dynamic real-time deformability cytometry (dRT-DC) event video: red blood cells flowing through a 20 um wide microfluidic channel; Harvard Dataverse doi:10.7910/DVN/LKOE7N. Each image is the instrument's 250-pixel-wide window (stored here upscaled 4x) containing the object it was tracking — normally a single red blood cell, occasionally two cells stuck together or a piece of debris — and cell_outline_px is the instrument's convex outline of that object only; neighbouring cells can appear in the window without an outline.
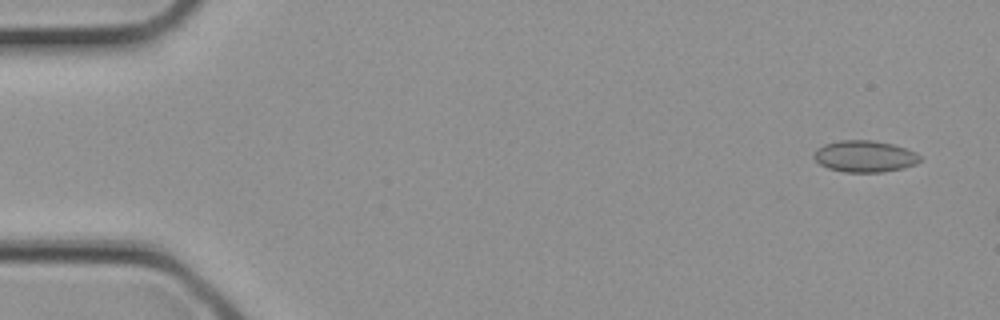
{"species": "common noctule bat (a hibernating species)", "species_latin": "Nyctalus noctula", "temperature_condition": "cold", "stored_images_in_passage": 3, "camera_frame_rate_fps": 3000, "um_per_image_px": 0.085, "animal": {"sex": "female", "body_mass_g": 21.9}, "frame": {"image": 1, "passage_image": 1, "time_ms": 0.0, "image_size_px": [1000, 320], "cell_outline_px": [[920, 160], [916, 164], [904, 168], [884, 172], [844, 172], [828, 168], [820, 164], [812, 156], [816, 148], [824, 144], [840, 140], [872, 140], [892, 144], [916, 152], [920, 156]], "centroid_in_image_um": [73.48, 13.29], "position_along_channel_um": 11.5, "area_um2": 19.59}}